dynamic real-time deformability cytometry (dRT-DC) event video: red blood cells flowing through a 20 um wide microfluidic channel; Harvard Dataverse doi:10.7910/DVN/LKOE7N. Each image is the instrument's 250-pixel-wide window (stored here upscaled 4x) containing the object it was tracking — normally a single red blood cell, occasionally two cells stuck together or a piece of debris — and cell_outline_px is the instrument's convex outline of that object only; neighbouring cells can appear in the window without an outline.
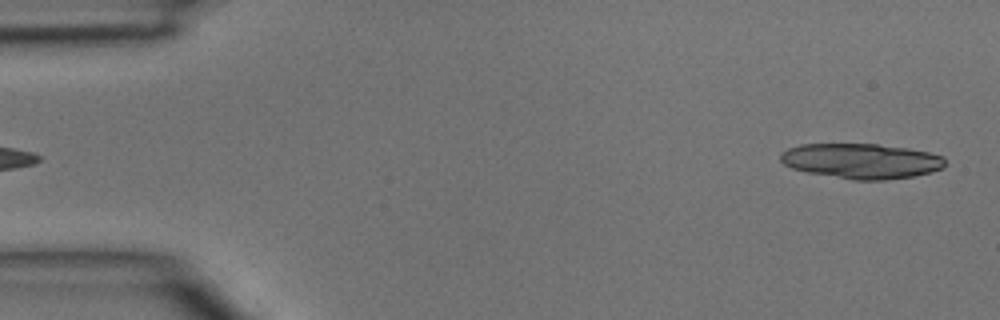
{"species": "common noctule bat (a hibernating species)", "species_latin": "Nyctalus noctula", "temperature_condition": "room temperature", "stored_images_in_passage": 3, "segment_of_instrument_passage": [2, 2], "camera_frame_rate_fps": 3000, "um_per_image_px": 0.085, "animal": {"sex": "male", "body_mass_g": 15.6}, "frame": {"image": 1, "passage_image": 3, "time_ms": 0.667, "image_size_px": [1000, 320], "cell_outline_px": [[944, 168], [932, 172], [912, 176], [884, 180], [852, 180], [808, 172], [792, 168], [784, 164], [780, 160], [780, 152], [788, 148], [800, 144], [876, 144], [908, 148], [928, 152], [944, 156]], "centroid_in_image_um": [73.21, 13.68], "position_along_channel_um": 11.8, "area_um2": 33.76}}